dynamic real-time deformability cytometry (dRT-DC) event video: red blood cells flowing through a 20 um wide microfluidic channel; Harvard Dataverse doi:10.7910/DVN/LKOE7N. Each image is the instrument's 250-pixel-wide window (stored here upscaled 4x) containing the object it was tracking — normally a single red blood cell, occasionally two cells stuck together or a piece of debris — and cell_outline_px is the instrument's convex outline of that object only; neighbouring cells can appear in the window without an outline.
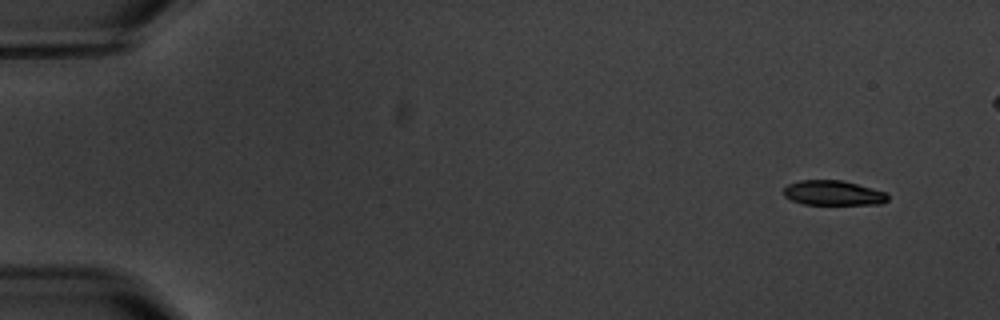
{"species": "common noctule bat (a hibernating species)", "species_latin": "Nyctalus noctula", "temperature_condition": "warm", "stored_images_in_passage": 5, "segment_of_instrument_passage": [1, 2], "camera_frame_rate_fps": 3000, "um_per_image_px": 0.085, "animal": {"sex": "male", "body_mass_g": 20.1, "forearm_length_mm": 53.5}, "frame": {"image": 1, "passage_image": 1, "time_ms": 0.0, "image_size_px": [1000, 320], "cell_outline_px": [[888, 200], [880, 204], [804, 204], [792, 200], [784, 196], [784, 188], [788, 184], [800, 180], [844, 180], [888, 192]], "centroid_in_image_um": [70.85, 16.39], "position_along_channel_um": 14.1, "area_um2": 15.14}}